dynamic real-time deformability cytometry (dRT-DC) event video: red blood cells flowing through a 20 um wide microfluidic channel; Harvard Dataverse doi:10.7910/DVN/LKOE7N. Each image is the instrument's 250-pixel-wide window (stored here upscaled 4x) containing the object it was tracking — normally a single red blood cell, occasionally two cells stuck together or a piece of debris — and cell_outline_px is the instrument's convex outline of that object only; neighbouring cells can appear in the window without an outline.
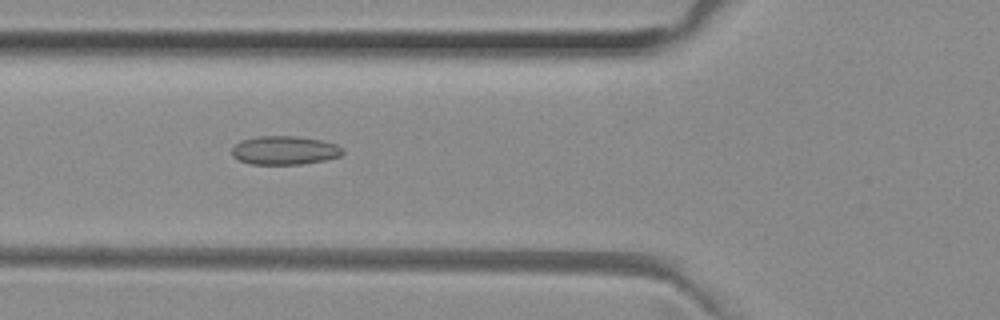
{"species": "common noctule bat (a hibernating species)", "species_latin": "Nyctalus noctula", "temperature_condition": "room temperature", "stored_images_in_passage": 40, "camera_frame_rate_fps": 3000, "um_per_image_px": 0.085, "animal": {"sex": "female", "body_mass_g": 29.2, "forearm_length_mm": 56.3}, "frame": {"image": 1, "passage_image": 8, "time_ms": 2.333, "image_size_px": [1000, 320], "cell_outline_px": [[344, 152], [340, 156], [324, 160], [300, 164], [252, 164], [240, 160], [232, 156], [232, 148], [240, 140], [256, 136], [296, 136], [324, 140], [336, 144], [344, 148]], "centroid_in_image_um": [24.21, 12.76], "position_along_channel_um": 101.6, "area_um2": 18.61}}
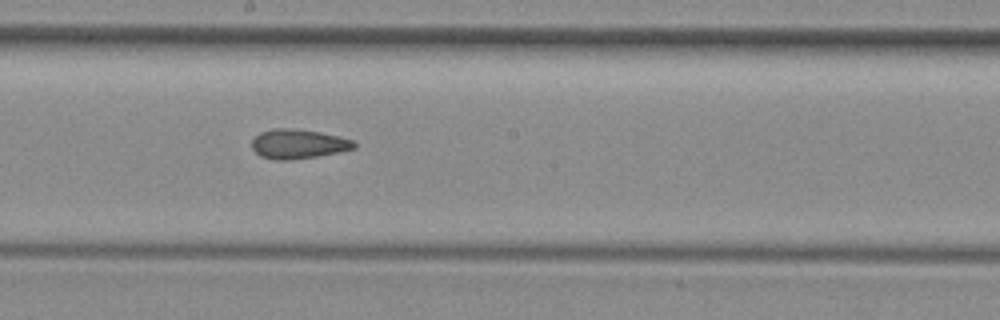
{"frame": {"image": 2, "passage_image": 17, "time_ms": 5.333, "image_size_px": [1000, 320], "cell_outline_px": [[356, 148], [316, 156], [292, 160], [276, 160], [260, 156], [252, 148], [252, 140], [260, 132], [272, 128], [292, 128], [320, 132], [352, 140], [356, 144]], "centroid_in_image_um": [25.31, 12.23], "position_along_channel_um": 222.9, "area_um2": 17.4}}
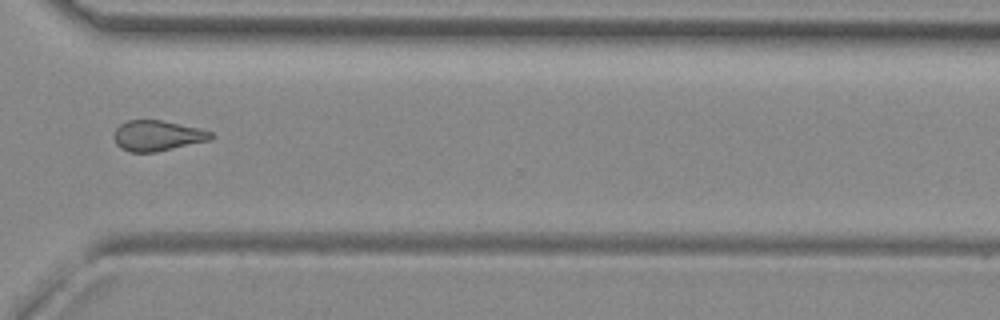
{"frame": {"image": 3, "passage_image": 27, "time_ms": 8.667, "image_size_px": [1000, 320], "cell_outline_px": [[212, 140], [156, 152], [128, 152], [120, 148], [116, 144], [112, 136], [112, 132], [120, 124], [128, 120], [160, 120], [200, 128], [212, 132]], "centroid_in_image_um": [13.34, 11.54], "position_along_channel_um": 357.3, "area_um2": 17.46}, "authors_computed_cell_mechanics": {"area_um2": 17.4267, "velocity_mm_per_s": 4.0348, "shape_relaxation_time_tau1_ms": null, "shape_relaxation_time_tau2_ms": 3.0761, "deformation_change_tau1": null, "deformation_change_tau2": 0.1045}}